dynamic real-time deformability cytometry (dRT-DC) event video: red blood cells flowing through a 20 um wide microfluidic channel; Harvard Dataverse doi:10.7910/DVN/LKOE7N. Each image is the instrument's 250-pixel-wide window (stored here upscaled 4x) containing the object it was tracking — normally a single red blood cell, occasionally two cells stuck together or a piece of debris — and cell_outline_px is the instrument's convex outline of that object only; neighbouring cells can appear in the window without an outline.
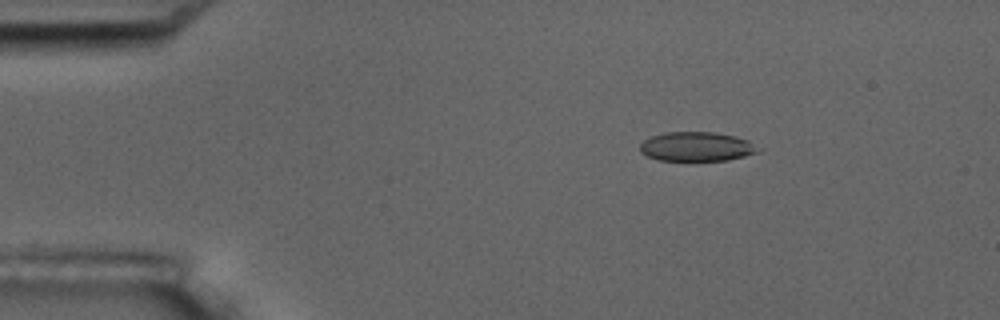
{"species": "common noctule bat (a hibernating species)", "species_latin": "Nyctalus noctula", "temperature_condition": "room temperature", "stored_images_in_passage": 6, "camera_frame_rate_fps": 3000, "um_per_image_px": 0.085, "animal": {"sex": "male", "body_mass_g": 17.5, "forearm_length_mm": 52.3}, "frame": {"image": 1, "passage_image": 3, "time_ms": 3.0, "image_size_px": [1000, 320], "cell_outline_px": [[764, 148], [756, 152], [744, 156], [728, 160], [656, 160], [640, 152], [640, 144], [644, 140], [652, 136], [668, 132], [716, 132], [736, 136], [748, 140]], "centroid_in_image_um": [59.25, 12.45], "position_along_channel_um": 25.7, "area_um2": 20.23}}
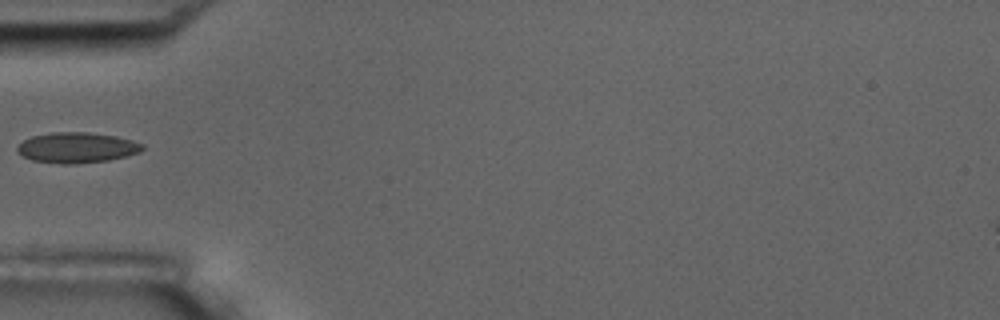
{"frame": {"image": 2, "passage_image": 5, "time_ms": 6.333, "image_size_px": [1000, 320], "cell_outline_px": [[144, 148], [140, 152], [108, 160], [72, 164], [64, 164], [32, 160], [16, 152], [16, 148], [24, 140], [32, 136], [52, 132], [88, 132], [116, 136], [144, 144]], "centroid_in_image_um": [6.52, 12.54], "position_along_channel_um": 78.5, "area_um2": 22.08}}